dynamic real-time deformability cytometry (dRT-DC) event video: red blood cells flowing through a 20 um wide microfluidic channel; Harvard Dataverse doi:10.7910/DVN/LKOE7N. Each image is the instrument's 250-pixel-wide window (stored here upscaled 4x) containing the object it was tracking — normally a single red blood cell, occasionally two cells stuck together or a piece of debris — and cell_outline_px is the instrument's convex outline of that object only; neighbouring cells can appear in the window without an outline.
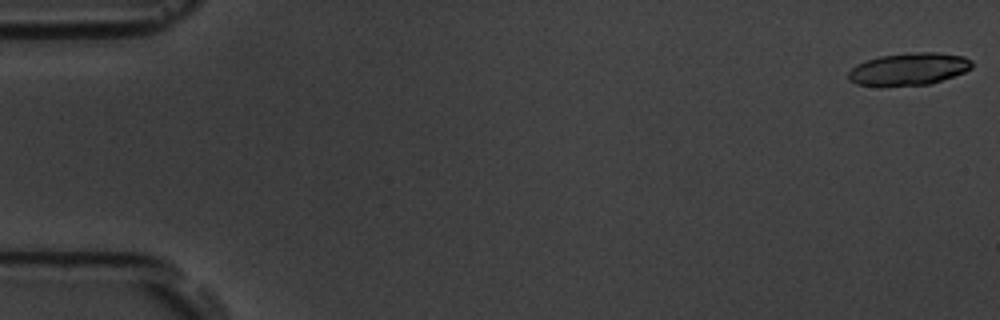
{"species": "common noctule bat (a hibernating species)", "species_latin": "Nyctalus noctula", "temperature_condition": "room temperature", "stored_images_in_passage": 54, "camera_frame_rate_fps": 3000, "um_per_image_px": 0.085, "animal": {"sex": "male", "body_mass_g": 19.5, "forearm_length_mm": 54.6}, "frame": {"image": 1, "passage_image": 1, "time_ms": 0.0, "image_size_px": [1000, 320], "cell_outline_px": [[972, 68], [964, 72], [928, 84], [880, 88], [856, 84], [848, 80], [848, 72], [856, 64], [864, 60], [880, 56], [916, 52], [936, 52], [964, 56], [972, 60]], "centroid_in_image_um": [77.18, 5.89], "position_along_channel_um": 7.8, "area_um2": 23.76}}
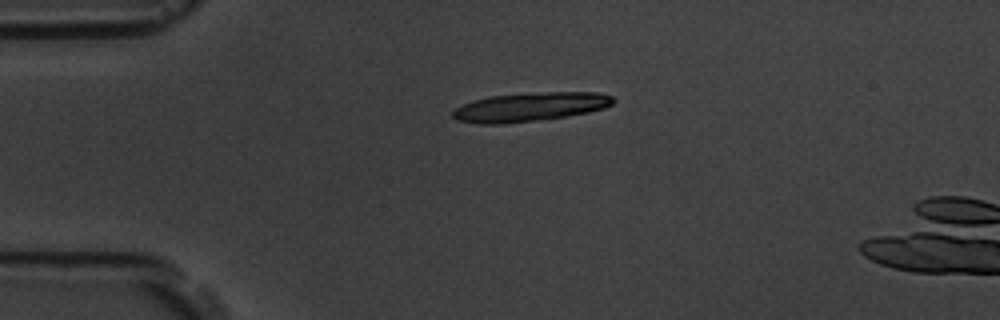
{"frame": {"image": 2, "passage_image": 13, "time_ms": 4.0, "image_size_px": [1000, 320], "cell_outline_px": [[616, 100], [612, 104], [604, 108], [588, 112], [540, 120], [504, 124], [480, 124], [456, 120], [452, 116], [452, 112], [456, 108], [464, 104], [488, 96], [548, 92], [596, 92], [612, 96]], "centroid_in_image_um": [45.06, 9.1], "position_along_channel_um": 39.9, "area_um2": 26.82}, "authors_computed_cell_mechanics": {"area_um2": 11.7623, "velocity_mm_per_s": 3.7499, "shape_relaxation_time_tau1_ms": 4.8647, "shape_relaxation_time_tau2_ms": null, "deformation_change_tau1": 0.2635, "deformation_change_tau2": null}}